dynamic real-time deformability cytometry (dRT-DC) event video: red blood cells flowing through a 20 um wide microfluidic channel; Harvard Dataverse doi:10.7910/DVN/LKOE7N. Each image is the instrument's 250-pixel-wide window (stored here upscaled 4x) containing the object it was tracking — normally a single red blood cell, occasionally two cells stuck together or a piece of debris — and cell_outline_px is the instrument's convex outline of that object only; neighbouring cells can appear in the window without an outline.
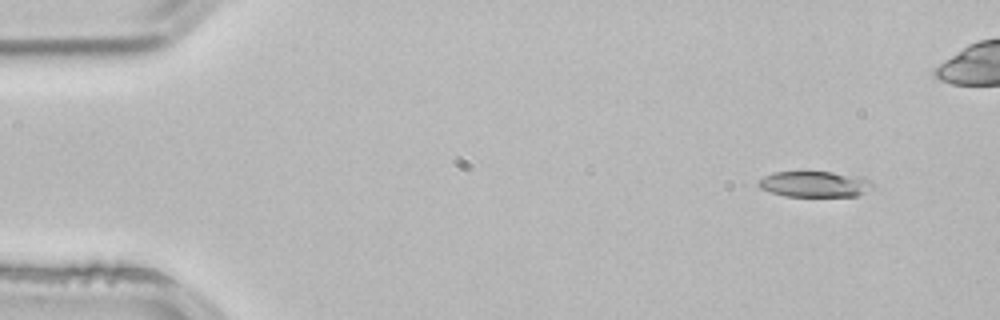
{"species": "common noctule bat (a hibernating species)", "species_latin": "Nyctalus noctula", "temperature_condition": "room temperature", "stored_images_in_passage": 3, "segment_of_instrument_passage": [2, 2], "camera_frame_rate_fps": 3000, "um_per_image_px": 0.085, "animal": {"sex": "male", "body_mass_g": 21.5, "forearm_length_mm": 52.0}, "frame": {"image": 1, "passage_image": 3, "time_ms": 0.667, "image_size_px": [1000, 320], "cell_outline_px": [[876, 184], [872, 188], [856, 196], [784, 196], [760, 188], [756, 184], [756, 180], [772, 172], [832, 172], [864, 176], [872, 180]], "centroid_in_image_um": [69.28, 15.64], "position_along_channel_um": 15.7, "area_um2": 17.51}}